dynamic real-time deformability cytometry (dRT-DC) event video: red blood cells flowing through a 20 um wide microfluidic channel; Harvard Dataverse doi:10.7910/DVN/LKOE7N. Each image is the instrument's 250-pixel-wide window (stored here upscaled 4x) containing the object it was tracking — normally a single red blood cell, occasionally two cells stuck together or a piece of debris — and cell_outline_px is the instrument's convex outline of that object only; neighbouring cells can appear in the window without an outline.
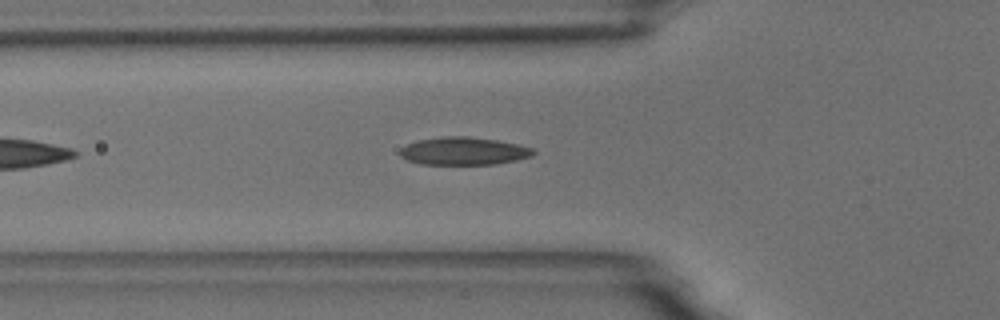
{"species": "common noctule bat (a hibernating species)", "species_latin": "Nyctalus noctula", "temperature_condition": "room temperature", "stored_images_in_passage": 43, "camera_frame_rate_fps": 3000, "um_per_image_px": 0.085, "animal": {"sex": "male", "body_mass_g": 18.8}, "frame": {"image": 1, "passage_image": 7, "time_ms": 2.0, "image_size_px": [1000, 320], "cell_outline_px": [[536, 152], [532, 156], [516, 160], [492, 164], [420, 164], [408, 160], [400, 156], [400, 148], [416, 140], [440, 136], [468, 136], [496, 140], [516, 144], [532, 148]], "centroid_in_image_um": [39.38, 12.83], "position_along_channel_um": 86.4, "area_um2": 21.56}}
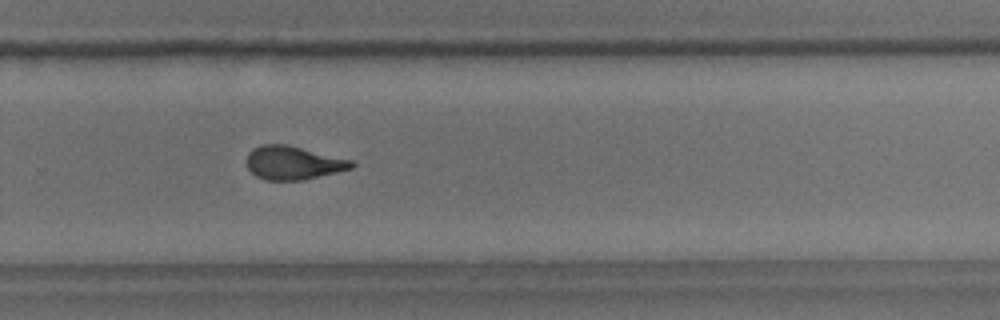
{"frame": {"image": 2, "passage_image": 25, "time_ms": 8.0, "image_size_px": [1000, 320], "cell_outline_px": [[356, 164], [352, 168], [304, 180], [264, 180], [256, 176], [248, 168], [248, 152], [252, 148], [264, 144], [288, 144], [352, 160]], "centroid_in_image_um": [24.92, 13.83], "position_along_channel_um": 304.9, "area_um2": 20.46}, "authors_computed_cell_mechanics": {"area_um2": 20.808, "velocity_mm_per_s": 3.6324, "shape_relaxation_time_tau1_ms": 7.4659, "shape_relaxation_time_tau2_ms": 1.6785, "deformation_change_tau1": 0.2062, "deformation_change_tau2": 0.092}}